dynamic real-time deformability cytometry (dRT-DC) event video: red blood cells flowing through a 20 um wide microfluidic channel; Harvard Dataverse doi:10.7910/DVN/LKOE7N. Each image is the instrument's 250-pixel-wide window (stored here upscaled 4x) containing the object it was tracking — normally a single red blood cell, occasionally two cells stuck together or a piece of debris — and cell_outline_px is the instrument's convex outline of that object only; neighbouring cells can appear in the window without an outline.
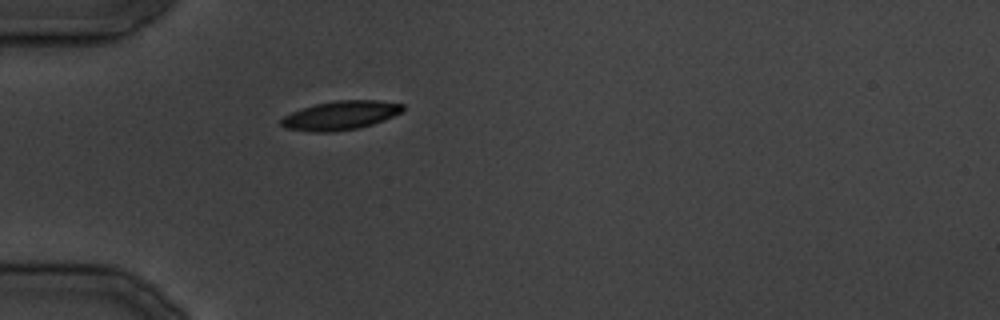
{"species": "common noctule bat (a hibernating species)", "species_latin": "Nyctalus noctula", "temperature_condition": "cold", "stored_images_in_passage": 4, "camera_frame_rate_fps": 3000, "um_per_image_px": 0.085, "animal": {"sex": "male", "body_mass_g": 19.5, "forearm_length_mm": 54.6}, "frame": {"image": 1, "passage_image": 1, "time_ms": 0.0, "image_size_px": [1000, 320], "cell_outline_px": [[404, 108], [400, 112], [384, 120], [360, 128], [336, 132], [308, 132], [284, 128], [280, 124], [280, 120], [284, 116], [292, 112], [316, 104], [336, 100], [376, 100], [404, 104]], "centroid_in_image_um": [28.92, 9.82], "position_along_channel_um": 56.1, "area_um2": 20.52}}